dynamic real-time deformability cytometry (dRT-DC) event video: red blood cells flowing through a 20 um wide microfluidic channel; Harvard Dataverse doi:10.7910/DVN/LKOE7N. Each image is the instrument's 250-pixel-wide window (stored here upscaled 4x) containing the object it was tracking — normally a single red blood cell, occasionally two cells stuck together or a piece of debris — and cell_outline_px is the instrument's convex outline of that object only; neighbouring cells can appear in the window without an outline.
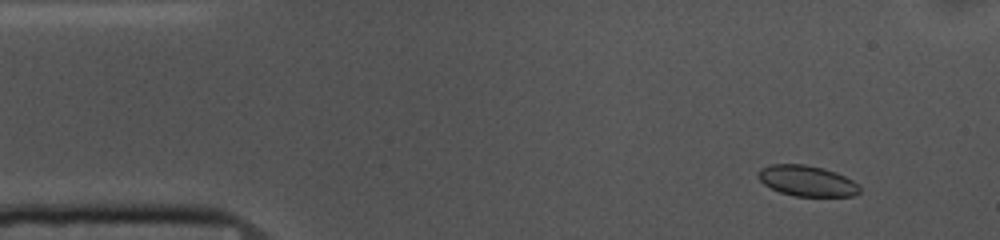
{"species": "common noctule bat (a hibernating species)", "species_latin": "Nyctalus noctula", "temperature_condition": "cold", "stored_images_in_passage": 13, "camera_frame_rate_fps": 3000, "um_per_image_px": 0.085, "animal": {"sex": "female", "body_mass_g": 10.0, "forearm_length_mm": 53.1}, "frame": {"image": 1, "passage_image": 5, "time_ms": 1.333, "image_size_px": [1000, 240], "cell_outline_px": [[860, 192], [852, 196], [792, 196], [780, 192], [764, 184], [756, 176], [756, 172], [760, 168], [772, 164], [804, 164], [824, 168], [836, 172], [852, 180], [860, 188]], "centroid_in_image_um": [68.55, 15.36], "position_along_channel_um": 16.4, "area_um2": 18.21}}